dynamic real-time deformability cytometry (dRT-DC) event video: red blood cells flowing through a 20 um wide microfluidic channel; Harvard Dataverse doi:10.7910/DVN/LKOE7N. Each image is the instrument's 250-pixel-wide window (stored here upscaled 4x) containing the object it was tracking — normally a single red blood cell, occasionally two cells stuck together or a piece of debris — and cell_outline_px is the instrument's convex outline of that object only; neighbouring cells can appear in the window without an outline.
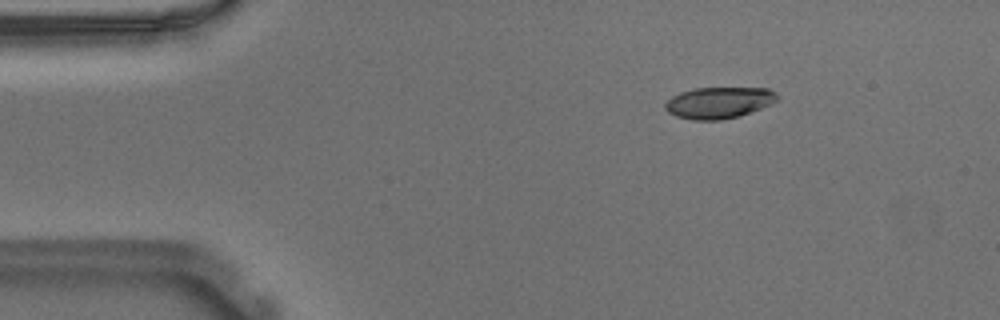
{"species": "Egyptian fruit bat (a non-hibernating species)", "species_latin": "Rousettus aegyptiacus", "temperature_condition": "warm", "stored_images_in_passage": 47, "camera_frame_rate_fps": 3000, "um_per_image_px": 0.085, "animal": {"sex": "male"}, "frame": {"image": 1, "passage_image": 1, "time_ms": 0.0, "image_size_px": [1000, 320], "cell_outline_px": [[780, 100], [760, 108], [736, 116], [720, 120], [692, 120], [676, 116], [668, 112], [664, 108], [664, 104], [672, 96], [680, 92], [696, 88], [768, 88], [776, 92], [780, 96]], "centroid_in_image_um": [61.1, 8.71], "position_along_channel_um": 23.9, "area_um2": 20.46}}
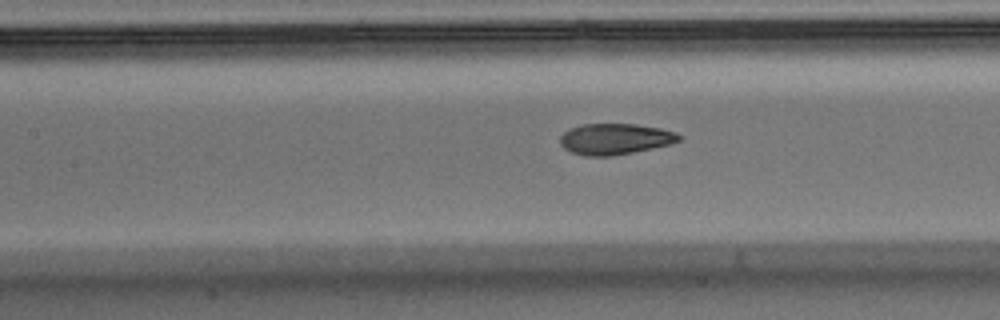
{"frame": {"image": 2, "passage_image": 17, "time_ms": 5.333, "image_size_px": [1000, 320], "cell_outline_px": [[680, 140], [668, 144], [652, 148], [612, 156], [584, 156], [572, 152], [564, 148], [560, 144], [560, 136], [568, 128], [584, 124], [636, 124], [660, 128], [676, 132], [680, 136]], "centroid_in_image_um": [52.24, 11.81], "position_along_channel_um": 155.2, "area_um2": 21.39}}
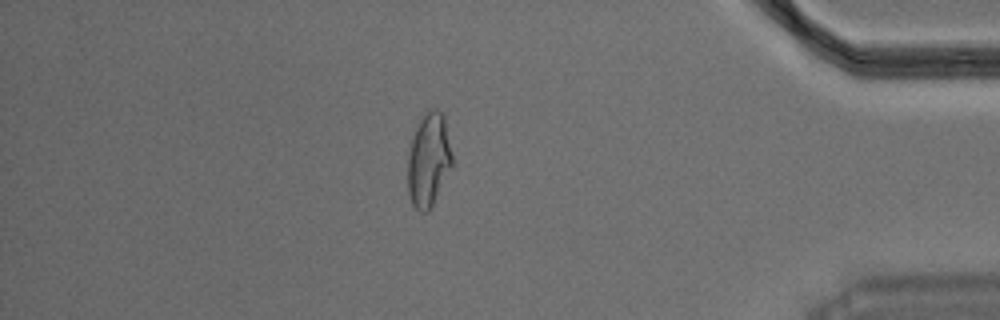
{"frame": {"image": 3, "passage_image": 40, "time_ms": 13.0, "image_size_px": [1000, 320], "cell_outline_px": [[452, 164], [428, 212], [420, 212], [412, 204], [408, 192], [408, 156], [412, 136], [420, 120], [428, 108], [436, 108], [444, 116], [452, 156]], "centroid_in_image_um": [36.41, 13.56], "position_along_channel_um": 398.8, "area_um2": 23.81}, "authors_computed_cell_mechanics": {"area_um2": 22.0218, "velocity_mm_per_s": 3.6737, "shape_relaxation_time_tau1_ms": null, "shape_relaxation_time_tau2_ms": 1.5161, "deformation_change_tau1": null, "deformation_change_tau2": 0.0578}}